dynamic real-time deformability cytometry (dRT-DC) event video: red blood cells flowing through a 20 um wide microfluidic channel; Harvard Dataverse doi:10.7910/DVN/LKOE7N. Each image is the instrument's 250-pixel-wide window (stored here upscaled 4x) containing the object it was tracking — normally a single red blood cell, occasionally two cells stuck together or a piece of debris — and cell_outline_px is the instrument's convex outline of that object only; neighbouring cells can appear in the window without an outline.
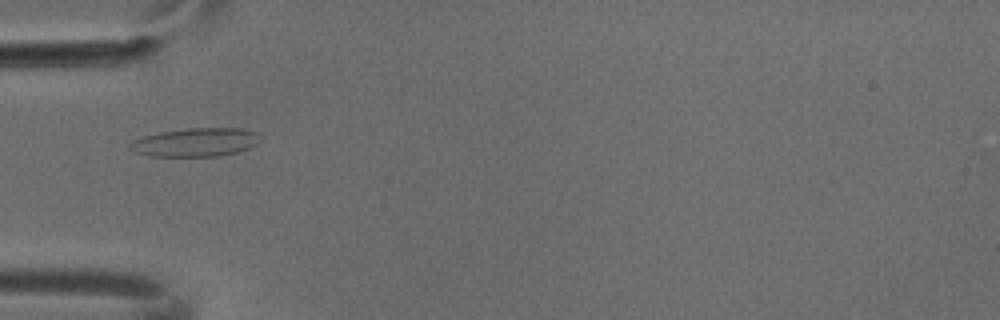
{"species": "common noctule bat (a hibernating species)", "species_latin": "Nyctalus noctula", "temperature_condition": "cold", "stored_images_in_passage": 5, "camera_frame_rate_fps": 3000, "um_per_image_px": 0.085, "animal": {"sex": "male", "body_mass_g": 18.8}, "frame": {"image": 1, "passage_image": 4, "time_ms": 1.0, "image_size_px": [1000, 320], "cell_outline_px": [[260, 140], [256, 144], [248, 148], [236, 152], [220, 156], [148, 156], [136, 152], [128, 144], [132, 140], [144, 136], [160, 132], [188, 128], [240, 128], [256, 132]], "centroid_in_image_um": [16.61, 12.09], "position_along_channel_um": 68.4, "area_um2": 21.5}}